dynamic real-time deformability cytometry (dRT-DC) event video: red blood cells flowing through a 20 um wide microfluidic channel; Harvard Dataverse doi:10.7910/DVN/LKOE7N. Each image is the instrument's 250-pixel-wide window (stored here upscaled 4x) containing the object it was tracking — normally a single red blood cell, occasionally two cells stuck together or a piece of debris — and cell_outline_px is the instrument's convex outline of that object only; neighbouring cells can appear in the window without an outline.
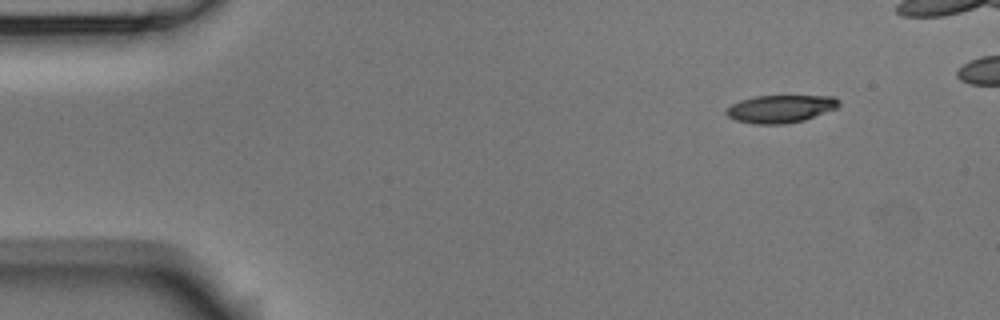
{"species": "Egyptian fruit bat (a non-hibernating species)", "species_latin": "Rousettus aegyptiacus", "temperature_condition": "room temperature", "stored_images_in_passage": 5, "camera_frame_rate_fps": 3000, "um_per_image_px": 0.085, "animal": {"sex": "male"}, "frame": {"image": 1, "passage_image": 1, "time_ms": 0.0, "image_size_px": [1000, 320], "cell_outline_px": [[840, 104], [836, 108], [804, 120], [784, 124], [756, 124], [736, 120], [728, 116], [724, 112], [732, 104], [740, 100], [752, 96], [836, 96], [840, 100]], "centroid_in_image_um": [66.35, 9.24], "position_along_channel_um": 18.7, "area_um2": 18.15}}
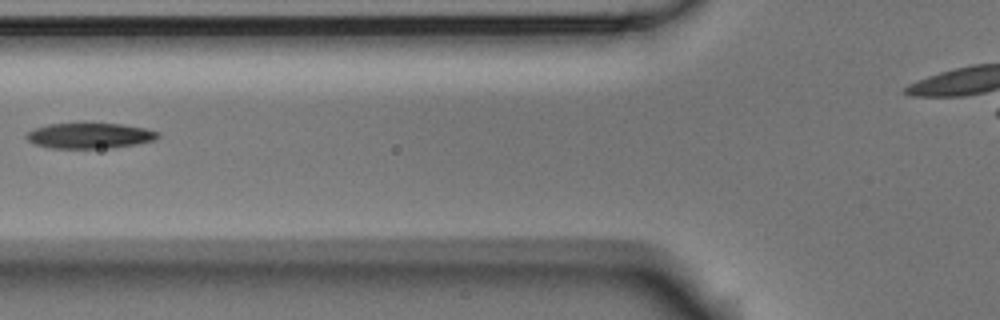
{"frame": {"image": 2, "passage_image": 4, "time_ms": 1.0, "image_size_px": [1000, 320], "cell_outline_px": [[160, 136], [152, 140], [136, 144], [112, 148], [48, 148], [36, 144], [28, 140], [24, 136], [28, 132], [36, 128], [48, 124], [120, 124], [144, 128], [160, 132]], "centroid_in_image_um": [7.62, 11.54], "position_along_channel_um": 118.2, "area_um2": 19.31}}
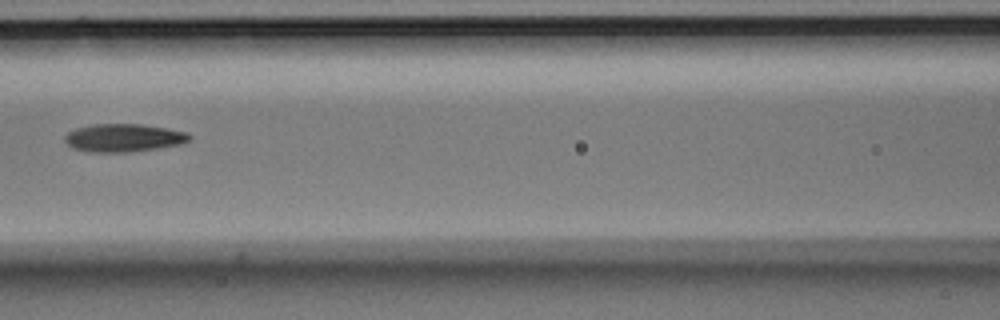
{"frame": {"image": 3, "passage_image": 5, "time_ms": 1.333, "image_size_px": [1000, 320], "cell_outline_px": [[192, 136], [188, 140], [180, 144], [156, 148], [128, 152], [88, 152], [72, 148], [64, 140], [64, 136], [68, 132], [76, 128], [92, 124], [140, 124], [164, 128], [184, 132]], "centroid_in_image_um": [10.43, 11.72], "position_along_channel_um": 156.2, "area_um2": 20.11}}